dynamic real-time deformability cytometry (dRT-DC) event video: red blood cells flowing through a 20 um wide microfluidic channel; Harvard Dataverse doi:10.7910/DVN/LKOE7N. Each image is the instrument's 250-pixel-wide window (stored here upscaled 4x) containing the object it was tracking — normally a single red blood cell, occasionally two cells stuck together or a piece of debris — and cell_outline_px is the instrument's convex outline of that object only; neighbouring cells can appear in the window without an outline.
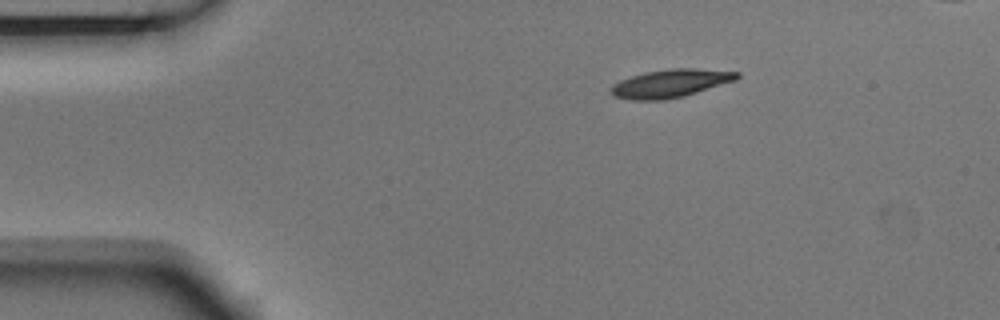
{"species": "Egyptian fruit bat (a non-hibernating species)", "species_latin": "Rousettus aegyptiacus", "temperature_condition": "room temperature", "stored_images_in_passage": 2, "camera_frame_rate_fps": 3000, "um_per_image_px": 0.085, "animal": {"sex": "male"}, "frame": {"image": 1, "passage_image": 1, "time_ms": 0.0, "image_size_px": [1000, 320], "cell_outline_px": [[740, 76], [736, 80], [684, 96], [664, 100], [632, 100], [612, 96], [612, 84], [620, 80], [644, 72], [668, 68], [696, 68], [740, 72]], "centroid_in_image_um": [57.0, 7.08], "position_along_channel_um": 28.0, "area_um2": 20.69}}